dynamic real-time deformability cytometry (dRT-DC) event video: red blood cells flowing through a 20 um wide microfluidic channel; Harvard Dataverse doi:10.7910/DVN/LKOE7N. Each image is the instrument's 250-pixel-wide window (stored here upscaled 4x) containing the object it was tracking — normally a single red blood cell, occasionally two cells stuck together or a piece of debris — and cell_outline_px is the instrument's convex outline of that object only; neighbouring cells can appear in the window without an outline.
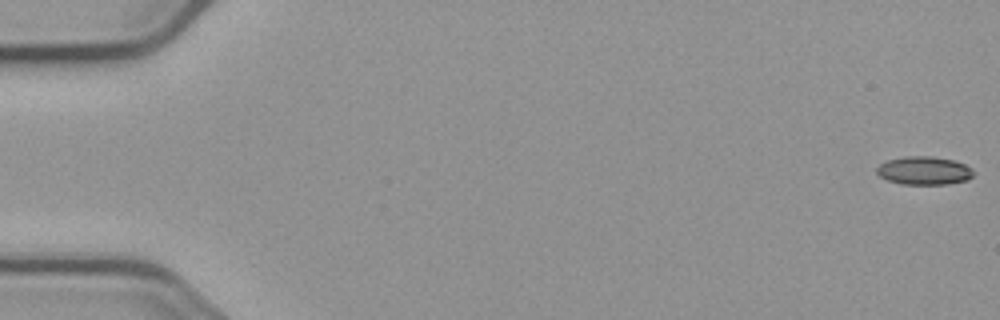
{"species": "common noctule bat (a hibernating species)", "species_latin": "Nyctalus noctula", "temperature_condition": "cold", "stored_images_in_passage": 5, "segment_of_instrument_passage": [1, 2], "camera_frame_rate_fps": 3000, "um_per_image_px": 0.085, "animal": {"sex": "male", "body_mass_g": 23.1, "forearm_length_mm": 52.7}, "frame": {"image": 1, "passage_image": 1, "time_ms": 0.0, "image_size_px": [1000, 320], "cell_outline_px": [[972, 176], [968, 180], [948, 184], [900, 184], [888, 180], [880, 176], [876, 172], [876, 168], [880, 164], [888, 160], [904, 156], [932, 156], [952, 160], [964, 164], [972, 168]], "centroid_in_image_um": [78.53, 14.5], "position_along_channel_um": 6.5, "area_um2": 15.9}}
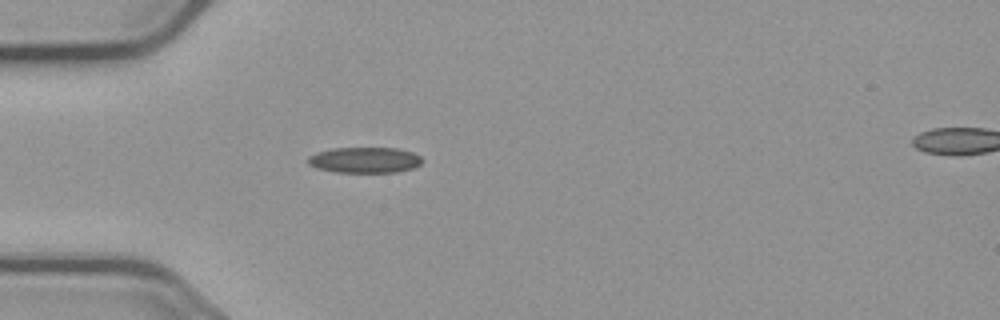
{"frame": {"image": 2, "passage_image": 4, "time_ms": 5.333, "image_size_px": [1000, 320], "cell_outline_px": [[424, 160], [420, 164], [412, 168], [396, 172], [336, 172], [316, 168], [308, 164], [308, 156], [316, 152], [332, 148], [396, 148], [412, 152], [420, 156]], "centroid_in_image_um": [30.98, 13.6], "position_along_channel_um": 54.0, "area_um2": 17.17}}